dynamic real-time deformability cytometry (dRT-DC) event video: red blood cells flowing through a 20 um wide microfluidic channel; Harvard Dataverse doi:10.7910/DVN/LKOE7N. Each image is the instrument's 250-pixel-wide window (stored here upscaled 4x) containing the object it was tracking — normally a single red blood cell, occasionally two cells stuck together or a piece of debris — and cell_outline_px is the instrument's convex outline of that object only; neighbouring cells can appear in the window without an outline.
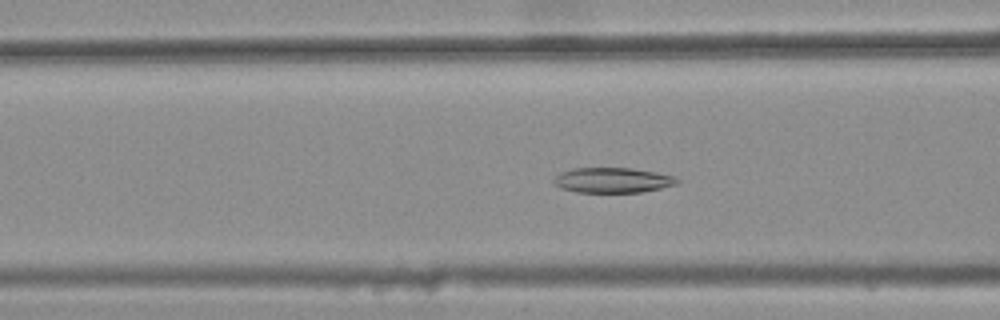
{"species": "common noctule bat (a hibernating species)", "species_latin": "Nyctalus noctula", "temperature_condition": "warm", "stored_images_in_passage": 32, "camera_frame_rate_fps": 3000, "um_per_image_px": 0.085, "animal": {"sex": "female", "body_mass_g": 25.1}, "frame": {"image": 1, "passage_image": 8, "time_ms": 2.333, "image_size_px": [1000, 320], "cell_outline_px": [[680, 184], [640, 192], [576, 192], [560, 188], [552, 184], [552, 180], [560, 172], [572, 168], [632, 168], [656, 172], [676, 176], [680, 180]], "centroid_in_image_um": [52.07, 15.31], "position_along_channel_um": 114.5, "area_um2": 18.32}}
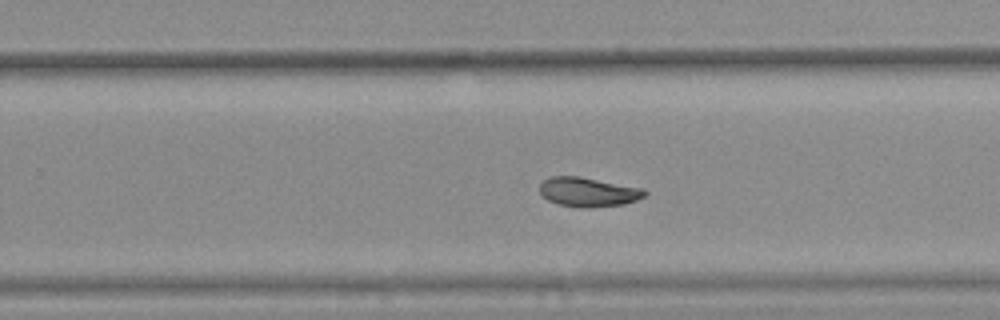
{"frame": {"image": 2, "passage_image": 21, "time_ms": 6.667, "image_size_px": [1000, 320], "cell_outline_px": [[648, 192], [644, 196], [636, 200], [624, 204], [588, 208], [580, 208], [560, 204], [548, 200], [540, 192], [540, 184], [548, 176], [580, 176], [644, 188]], "centroid_in_image_um": [50.01, 16.31], "position_along_channel_um": 279.8, "area_um2": 18.03}}
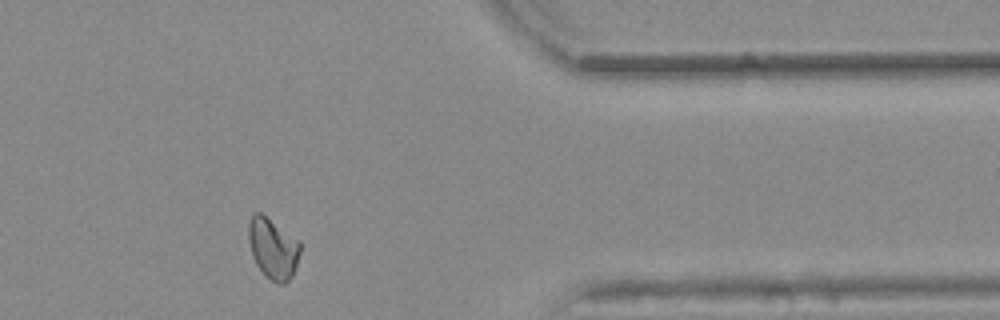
{"frame": {"image": 3, "passage_image": 31, "time_ms": 10.0, "image_size_px": [1000, 320], "cell_outline_px": [[300, 252], [292, 276], [284, 284], [280, 284], [272, 280], [256, 264], [252, 256], [248, 240], [248, 220], [252, 212], [260, 212], [300, 240]], "centroid_in_image_um": [23.18, 21.06], "position_along_channel_um": 388.2, "area_um2": 18.26}}